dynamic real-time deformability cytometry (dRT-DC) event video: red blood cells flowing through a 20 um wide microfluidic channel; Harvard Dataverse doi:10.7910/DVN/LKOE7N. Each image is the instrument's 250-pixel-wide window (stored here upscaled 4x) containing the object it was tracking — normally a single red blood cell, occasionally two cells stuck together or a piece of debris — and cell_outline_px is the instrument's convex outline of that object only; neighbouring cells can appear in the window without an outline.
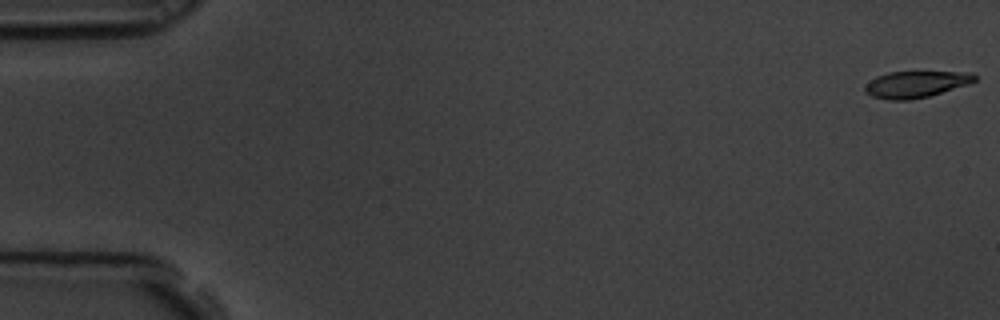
{"species": "common noctule bat (a hibernating species)", "species_latin": "Nyctalus noctula", "temperature_condition": "room temperature", "stored_images_in_passage": 8, "camera_frame_rate_fps": 3000, "um_per_image_px": 0.085, "animal": {"sex": "male", "body_mass_g": 19.5, "forearm_length_mm": 54.6}, "frame": {"image": 1, "passage_image": 1, "time_ms": 0.0, "image_size_px": [1000, 320], "cell_outline_px": [[976, 80], [968, 84], [928, 96], [908, 100], [888, 100], [872, 96], [864, 92], [864, 84], [876, 76], [888, 72], [972, 72], [976, 76]], "centroid_in_image_um": [77.8, 7.16], "position_along_channel_um": 7.2, "area_um2": 16.94}}